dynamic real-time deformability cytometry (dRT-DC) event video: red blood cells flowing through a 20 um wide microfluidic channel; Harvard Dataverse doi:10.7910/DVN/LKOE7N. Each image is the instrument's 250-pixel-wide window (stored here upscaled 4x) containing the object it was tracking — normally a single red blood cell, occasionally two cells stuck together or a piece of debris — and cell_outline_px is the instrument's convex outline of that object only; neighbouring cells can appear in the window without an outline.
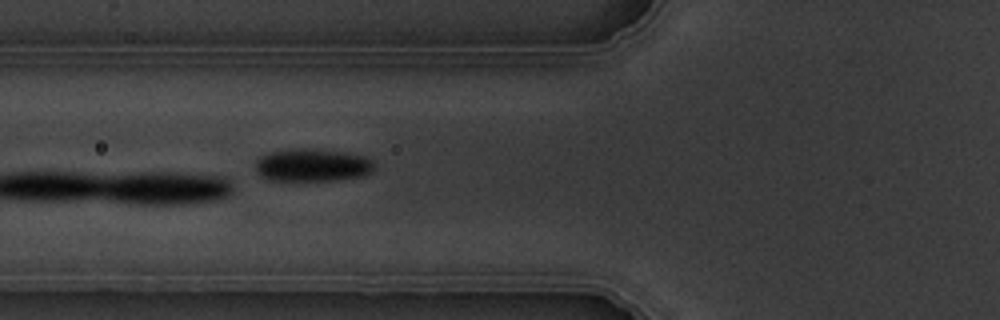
{"species": "common noctule bat (a hibernating species)", "species_latin": "Nyctalus noctula", "temperature_condition": "warm", "stored_images_in_passage": 6, "camera_frame_rate_fps": 3000, "um_per_image_px": 0.085, "animal": {"sex": "male", "body_mass_g": 19.5, "forearm_length_mm": 54.6}, "frame": {"image": 1, "passage_image": 6, "time_ms": 6.667, "image_size_px": [1000, 320], "cell_outline_px": [[372, 172], [364, 176], [336, 180], [268, 180], [260, 176], [256, 172], [256, 160], [260, 156], [268, 152], [292, 148], [308, 148], [344, 152], [364, 156], [372, 160]], "centroid_in_image_um": [26.51, 14.03], "position_along_channel_um": 99.3, "area_um2": 22.83}}